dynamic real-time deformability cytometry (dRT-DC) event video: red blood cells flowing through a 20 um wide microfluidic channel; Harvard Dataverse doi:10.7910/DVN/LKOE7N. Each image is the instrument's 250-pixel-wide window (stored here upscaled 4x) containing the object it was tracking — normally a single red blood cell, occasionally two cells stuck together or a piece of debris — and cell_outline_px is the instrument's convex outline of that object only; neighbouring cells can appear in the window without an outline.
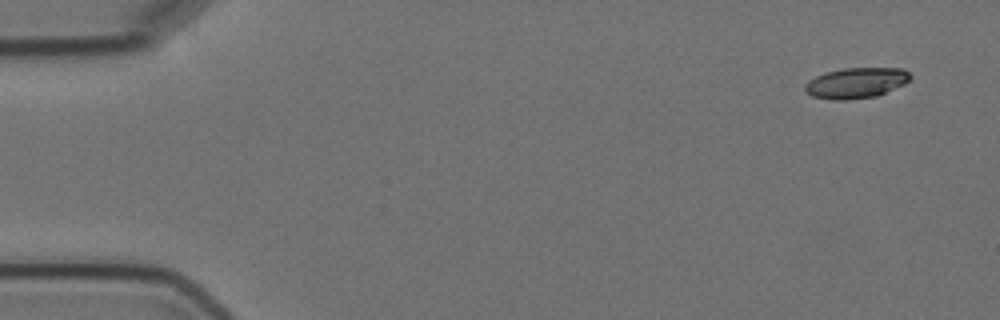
{"species": "Egyptian fruit bat (a non-hibernating species)", "species_latin": "Rousettus aegyptiacus", "temperature_condition": "cold", "stored_images_in_passage": 10, "camera_frame_rate_fps": 3000, "um_per_image_px": 0.085, "animal": {"sex": "female"}, "frame": {"image": 1, "passage_image": 1, "time_ms": 0.0, "image_size_px": [1000, 320], "cell_outline_px": [[912, 80], [904, 84], [876, 96], [848, 100], [832, 100], [812, 96], [804, 88], [804, 84], [808, 80], [824, 72], [844, 68], [904, 68], [912, 76]], "centroid_in_image_um": [72.78, 7.04], "position_along_channel_um": 12.2, "area_um2": 18.9}}
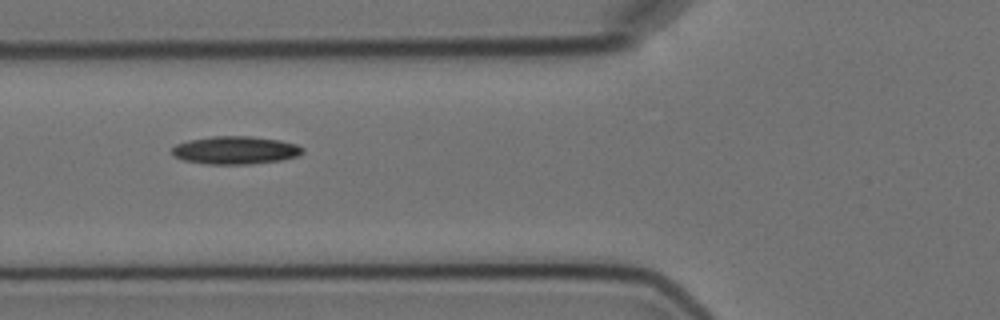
{"frame": {"image": 2, "passage_image": 6, "time_ms": 6.0, "image_size_px": [1000, 320], "cell_outline_px": [[304, 152], [296, 156], [280, 160], [252, 164], [208, 164], [184, 160], [172, 156], [172, 148], [176, 144], [188, 140], [212, 136], [252, 136], [280, 140], [296, 144], [304, 148]], "centroid_in_image_um": [20.0, 12.76], "position_along_channel_um": 105.8, "area_um2": 21.33}}
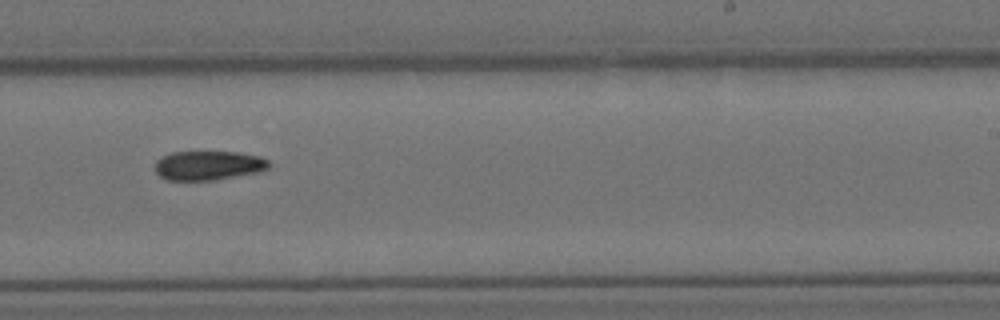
{"frame": {"image": 3, "passage_image": 10, "time_ms": 10.667, "image_size_px": [1000, 320], "cell_outline_px": [[272, 164], [268, 168], [256, 172], [212, 180], [168, 180], [160, 176], [156, 172], [156, 160], [160, 156], [172, 152], [236, 152], [260, 156], [268, 160]], "centroid_in_image_um": [17.7, 14.05], "position_along_channel_um": 271.3, "area_um2": 19.31}}